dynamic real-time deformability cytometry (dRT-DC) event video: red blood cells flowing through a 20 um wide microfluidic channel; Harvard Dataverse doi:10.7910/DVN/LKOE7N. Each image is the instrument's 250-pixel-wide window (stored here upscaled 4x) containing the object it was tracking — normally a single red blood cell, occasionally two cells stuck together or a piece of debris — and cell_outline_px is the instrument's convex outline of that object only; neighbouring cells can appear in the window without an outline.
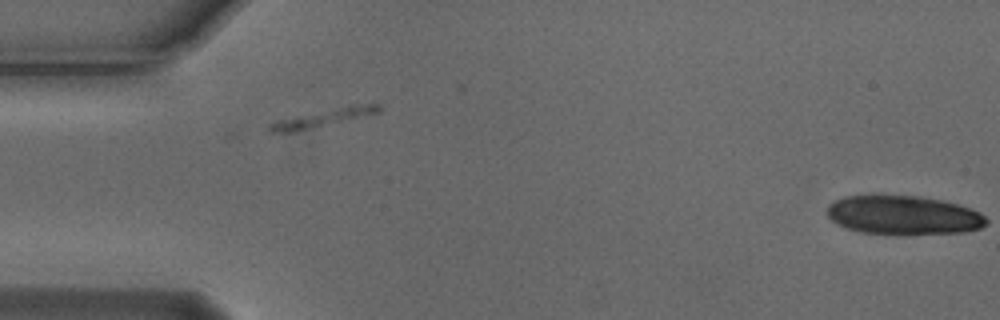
{"species": "Egyptian fruit bat (a non-hibernating species)", "species_latin": "Rousettus aegyptiacus", "temperature_condition": "cold", "stored_images_in_passage": 5, "segment_of_instrument_passage": [1, 2], "camera_frame_rate_fps": 3000, "um_per_image_px": 0.085, "animal": {"sex": "male"}, "frame": {"image": 1, "passage_image": 4, "time_ms": 1.0, "image_size_px": [1000, 320], "cell_outline_px": [[380, 112], [296, 132], [272, 132], [268, 128], [268, 124], [280, 120], [296, 116], [352, 104], [380, 104]], "centroid_in_image_um": [27.49, 10.01], "position_along_channel_um": 57.5, "area_um2": 10.92}}